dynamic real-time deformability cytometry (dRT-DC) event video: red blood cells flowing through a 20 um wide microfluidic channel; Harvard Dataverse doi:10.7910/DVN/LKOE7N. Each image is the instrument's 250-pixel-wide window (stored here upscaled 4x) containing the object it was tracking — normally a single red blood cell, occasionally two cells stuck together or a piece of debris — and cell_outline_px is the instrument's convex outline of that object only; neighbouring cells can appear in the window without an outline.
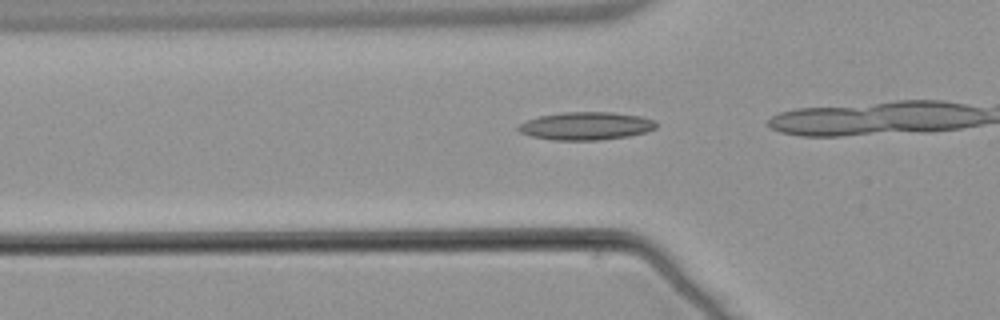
{"species": "common noctule bat (a hibernating species)", "species_latin": "Nyctalus noctula", "temperature_condition": "warm", "stored_images_in_passage": 9, "camera_frame_rate_fps": 3000, "um_per_image_px": 0.085, "animal": {"sex": "male", "body_mass_g": 21.5, "forearm_length_mm": 52.0}, "frame": {"image": 1, "passage_image": 2, "time_ms": 0.333, "image_size_px": [1000, 320], "cell_outline_px": [[656, 128], [644, 132], [628, 136], [600, 140], [552, 140], [532, 136], [520, 132], [516, 128], [520, 124], [528, 120], [540, 116], [564, 112], [612, 112], [640, 116], [656, 120]], "centroid_in_image_um": [49.82, 10.7], "position_along_channel_um": 76.0, "area_um2": 22.31}}